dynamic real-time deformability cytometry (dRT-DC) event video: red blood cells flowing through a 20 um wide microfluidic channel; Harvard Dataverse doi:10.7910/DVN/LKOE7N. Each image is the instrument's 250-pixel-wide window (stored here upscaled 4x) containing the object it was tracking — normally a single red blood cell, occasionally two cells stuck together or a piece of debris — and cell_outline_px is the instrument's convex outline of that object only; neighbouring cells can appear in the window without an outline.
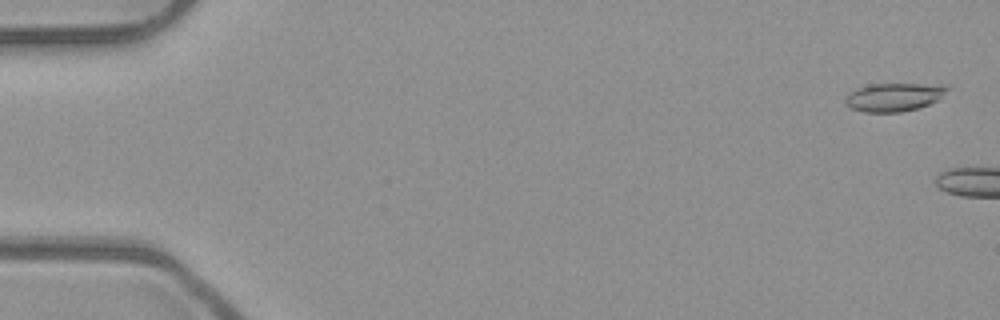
{"species": "common noctule bat (a hibernating species)", "species_latin": "Nyctalus noctula", "temperature_condition": "room temperature", "stored_images_in_passage": 4, "camera_frame_rate_fps": 3000, "um_per_image_px": 0.085, "animal": {"sex": "male", "body_mass_g": 23.1, "forearm_length_mm": 52.7}, "frame": {"image": 1, "passage_image": 1, "time_ms": 0.0, "image_size_px": [1000, 320], "cell_outline_px": [[948, 88], [936, 100], [928, 104], [916, 108], [900, 112], [864, 112], [852, 108], [844, 100], [848, 92], [868, 84], [948, 84]], "centroid_in_image_um": [75.95, 8.24], "position_along_channel_um": 9.0, "area_um2": 16.59}}